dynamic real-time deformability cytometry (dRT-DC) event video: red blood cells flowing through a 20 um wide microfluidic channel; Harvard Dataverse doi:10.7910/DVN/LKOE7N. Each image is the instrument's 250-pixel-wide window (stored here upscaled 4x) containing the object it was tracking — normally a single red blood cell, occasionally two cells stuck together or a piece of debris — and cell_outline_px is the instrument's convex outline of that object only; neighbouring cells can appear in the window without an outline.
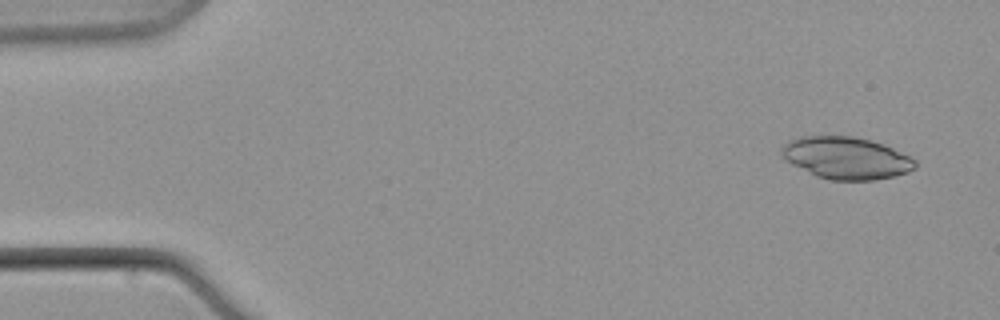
{"species": "common noctule bat (a hibernating species)", "species_latin": "Nyctalus noctula", "temperature_condition": "warm", "stored_images_in_passage": 5, "camera_frame_rate_fps": 3000, "um_per_image_px": 0.085, "animal": {"sex": "male", "body_mass_g": 21.5, "forearm_length_mm": 52.0}, "frame": {"image": 1, "passage_image": 1, "time_ms": 0.0, "image_size_px": [1000, 320], "cell_outline_px": [[916, 168], [908, 172], [896, 176], [876, 180], [832, 180], [816, 176], [784, 160], [780, 152], [780, 148], [788, 140], [800, 136], [852, 136], [872, 140], [884, 144], [912, 156], [916, 160]], "centroid_in_image_um": [71.94, 13.42], "position_along_channel_um": 13.1, "area_um2": 33.23}}